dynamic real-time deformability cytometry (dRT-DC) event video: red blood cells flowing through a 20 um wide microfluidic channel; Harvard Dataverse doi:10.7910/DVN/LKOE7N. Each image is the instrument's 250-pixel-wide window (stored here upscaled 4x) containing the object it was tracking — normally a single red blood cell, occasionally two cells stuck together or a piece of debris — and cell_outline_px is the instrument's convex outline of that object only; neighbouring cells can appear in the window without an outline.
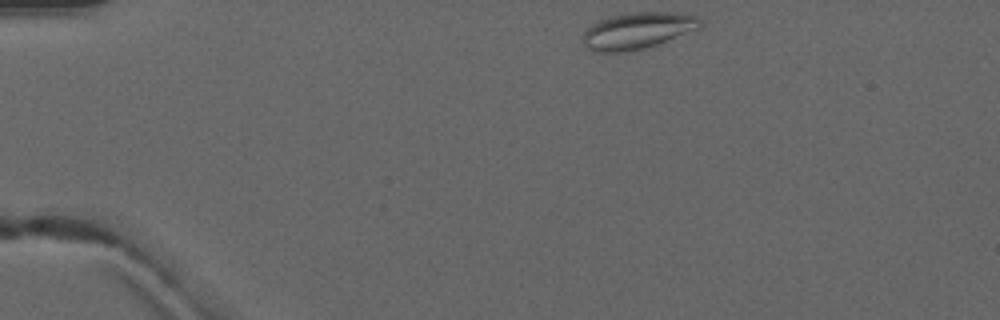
{"species": "common noctule bat (a hibernating species)", "species_latin": "Nyctalus noctula", "temperature_condition": "warm", "stored_images_in_passage": 3, "camera_frame_rate_fps": 3000, "um_per_image_px": 0.085, "animal": {"sex": "male", "forearm_length_mm": 52.5}, "frame": {"image": 1, "passage_image": 1, "time_ms": 0.0, "image_size_px": [1000, 320], "cell_outline_px": [[704, 24], [700, 28], [656, 44], [644, 48], [624, 52], [596, 52], [588, 48], [580, 40], [584, 32], [592, 24], [600, 20], [612, 16], [628, 12], [680, 12], [696, 16], [704, 20]], "centroid_in_image_um": [54.21, 2.59], "position_along_channel_um": 30.8, "area_um2": 25.09}}